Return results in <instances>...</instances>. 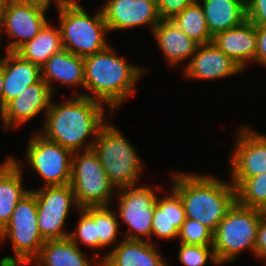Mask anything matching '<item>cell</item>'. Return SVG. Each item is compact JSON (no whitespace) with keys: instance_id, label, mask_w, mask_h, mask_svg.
<instances>
[{"instance_id":"8fae6325","label":"cell","mask_w":266,"mask_h":266,"mask_svg":"<svg viewBox=\"0 0 266 266\" xmlns=\"http://www.w3.org/2000/svg\"><path fill=\"white\" fill-rule=\"evenodd\" d=\"M118 192V193H117ZM118 218L126 225L125 239L151 241L152 218L158 198L150 186L138 184L117 189ZM145 237V238H144Z\"/></svg>"},{"instance_id":"74e56055","label":"cell","mask_w":266,"mask_h":266,"mask_svg":"<svg viewBox=\"0 0 266 266\" xmlns=\"http://www.w3.org/2000/svg\"><path fill=\"white\" fill-rule=\"evenodd\" d=\"M3 83H4L3 69L2 66H0V111L2 110Z\"/></svg>"},{"instance_id":"7402d4cb","label":"cell","mask_w":266,"mask_h":266,"mask_svg":"<svg viewBox=\"0 0 266 266\" xmlns=\"http://www.w3.org/2000/svg\"><path fill=\"white\" fill-rule=\"evenodd\" d=\"M94 254L91 258L93 263L69 237L46 240L38 256L31 263L21 266H101V262L97 261L100 252Z\"/></svg>"},{"instance_id":"5bb4252c","label":"cell","mask_w":266,"mask_h":266,"mask_svg":"<svg viewBox=\"0 0 266 266\" xmlns=\"http://www.w3.org/2000/svg\"><path fill=\"white\" fill-rule=\"evenodd\" d=\"M101 8L108 31L148 25L151 31L161 21L156 0H107Z\"/></svg>"},{"instance_id":"f1b7e54d","label":"cell","mask_w":266,"mask_h":266,"mask_svg":"<svg viewBox=\"0 0 266 266\" xmlns=\"http://www.w3.org/2000/svg\"><path fill=\"white\" fill-rule=\"evenodd\" d=\"M110 208V206H94V222L99 237V249L114 244L119 235L118 215Z\"/></svg>"},{"instance_id":"52a82bcc","label":"cell","mask_w":266,"mask_h":266,"mask_svg":"<svg viewBox=\"0 0 266 266\" xmlns=\"http://www.w3.org/2000/svg\"><path fill=\"white\" fill-rule=\"evenodd\" d=\"M37 218L36 197L30 191L18 202L9 223L1 231L2 243L11 240L14 257H2L0 266H21L38 256L45 240L40 234Z\"/></svg>"},{"instance_id":"603a6c76","label":"cell","mask_w":266,"mask_h":266,"mask_svg":"<svg viewBox=\"0 0 266 266\" xmlns=\"http://www.w3.org/2000/svg\"><path fill=\"white\" fill-rule=\"evenodd\" d=\"M41 78L52 92L54 81L70 87H84V58L63 49L41 66Z\"/></svg>"},{"instance_id":"d4e9b609","label":"cell","mask_w":266,"mask_h":266,"mask_svg":"<svg viewBox=\"0 0 266 266\" xmlns=\"http://www.w3.org/2000/svg\"><path fill=\"white\" fill-rule=\"evenodd\" d=\"M202 7L212 37L246 20L245 0H196Z\"/></svg>"},{"instance_id":"30bf717a","label":"cell","mask_w":266,"mask_h":266,"mask_svg":"<svg viewBox=\"0 0 266 266\" xmlns=\"http://www.w3.org/2000/svg\"><path fill=\"white\" fill-rule=\"evenodd\" d=\"M26 150L27 166L41 176L42 186L70 184L73 154L70 150L46 139L38 131L32 134Z\"/></svg>"},{"instance_id":"e575fe53","label":"cell","mask_w":266,"mask_h":266,"mask_svg":"<svg viewBox=\"0 0 266 266\" xmlns=\"http://www.w3.org/2000/svg\"><path fill=\"white\" fill-rule=\"evenodd\" d=\"M254 257L263 259L262 261L266 264V212L261 216L258 226Z\"/></svg>"},{"instance_id":"9c48e42d","label":"cell","mask_w":266,"mask_h":266,"mask_svg":"<svg viewBox=\"0 0 266 266\" xmlns=\"http://www.w3.org/2000/svg\"><path fill=\"white\" fill-rule=\"evenodd\" d=\"M36 197L37 223L42 238L46 240L64 239L69 236L65 224L69 212L80 206L70 184L63 186H42L30 189Z\"/></svg>"},{"instance_id":"f546056e","label":"cell","mask_w":266,"mask_h":266,"mask_svg":"<svg viewBox=\"0 0 266 266\" xmlns=\"http://www.w3.org/2000/svg\"><path fill=\"white\" fill-rule=\"evenodd\" d=\"M80 219L74 227V232H69V238L79 247V243L99 249V237L97 236L96 223L94 222V206L79 209ZM79 242V243H78Z\"/></svg>"},{"instance_id":"60d3db41","label":"cell","mask_w":266,"mask_h":266,"mask_svg":"<svg viewBox=\"0 0 266 266\" xmlns=\"http://www.w3.org/2000/svg\"><path fill=\"white\" fill-rule=\"evenodd\" d=\"M0 242H2V234H1V230H0Z\"/></svg>"},{"instance_id":"e0dca14e","label":"cell","mask_w":266,"mask_h":266,"mask_svg":"<svg viewBox=\"0 0 266 266\" xmlns=\"http://www.w3.org/2000/svg\"><path fill=\"white\" fill-rule=\"evenodd\" d=\"M212 42L243 71L251 62L256 63V26L247 20L238 27L217 33Z\"/></svg>"},{"instance_id":"9a60e30c","label":"cell","mask_w":266,"mask_h":266,"mask_svg":"<svg viewBox=\"0 0 266 266\" xmlns=\"http://www.w3.org/2000/svg\"><path fill=\"white\" fill-rule=\"evenodd\" d=\"M53 94L43 79L26 87L0 111L2 129L8 131L31 121L43 111L46 114L51 105Z\"/></svg>"},{"instance_id":"7a4b0ae2","label":"cell","mask_w":266,"mask_h":266,"mask_svg":"<svg viewBox=\"0 0 266 266\" xmlns=\"http://www.w3.org/2000/svg\"><path fill=\"white\" fill-rule=\"evenodd\" d=\"M117 55L108 45L102 51L84 57V88L88 91L76 94L101 102L107 106L108 112L121 108L145 74L142 67L130 64L123 56Z\"/></svg>"},{"instance_id":"d6a6232c","label":"cell","mask_w":266,"mask_h":266,"mask_svg":"<svg viewBox=\"0 0 266 266\" xmlns=\"http://www.w3.org/2000/svg\"><path fill=\"white\" fill-rule=\"evenodd\" d=\"M196 0H156L161 20H171Z\"/></svg>"},{"instance_id":"836d02e7","label":"cell","mask_w":266,"mask_h":266,"mask_svg":"<svg viewBox=\"0 0 266 266\" xmlns=\"http://www.w3.org/2000/svg\"><path fill=\"white\" fill-rule=\"evenodd\" d=\"M246 20L255 26H266V0H246Z\"/></svg>"},{"instance_id":"83f0119b","label":"cell","mask_w":266,"mask_h":266,"mask_svg":"<svg viewBox=\"0 0 266 266\" xmlns=\"http://www.w3.org/2000/svg\"><path fill=\"white\" fill-rule=\"evenodd\" d=\"M239 205L266 212V172L250 178H230Z\"/></svg>"},{"instance_id":"277c9868","label":"cell","mask_w":266,"mask_h":266,"mask_svg":"<svg viewBox=\"0 0 266 266\" xmlns=\"http://www.w3.org/2000/svg\"><path fill=\"white\" fill-rule=\"evenodd\" d=\"M120 131L106 122L92 147L116 189L138 184L145 168L136 148Z\"/></svg>"},{"instance_id":"7c38bea8","label":"cell","mask_w":266,"mask_h":266,"mask_svg":"<svg viewBox=\"0 0 266 266\" xmlns=\"http://www.w3.org/2000/svg\"><path fill=\"white\" fill-rule=\"evenodd\" d=\"M46 13L21 0H8L0 25V34L5 31L12 39L6 50L15 52L25 42L32 40L48 23Z\"/></svg>"},{"instance_id":"44dd1931","label":"cell","mask_w":266,"mask_h":266,"mask_svg":"<svg viewBox=\"0 0 266 266\" xmlns=\"http://www.w3.org/2000/svg\"><path fill=\"white\" fill-rule=\"evenodd\" d=\"M152 34L170 67L190 60L199 46L172 20H161L152 30Z\"/></svg>"},{"instance_id":"ba28073f","label":"cell","mask_w":266,"mask_h":266,"mask_svg":"<svg viewBox=\"0 0 266 266\" xmlns=\"http://www.w3.org/2000/svg\"><path fill=\"white\" fill-rule=\"evenodd\" d=\"M71 166L70 185L80 208L110 206L111 196L117 189L93 149L74 152Z\"/></svg>"},{"instance_id":"4dcf8cb0","label":"cell","mask_w":266,"mask_h":266,"mask_svg":"<svg viewBox=\"0 0 266 266\" xmlns=\"http://www.w3.org/2000/svg\"><path fill=\"white\" fill-rule=\"evenodd\" d=\"M178 260L184 266H204L208 261L220 265L216 259L213 245H187L180 243Z\"/></svg>"},{"instance_id":"d590c367","label":"cell","mask_w":266,"mask_h":266,"mask_svg":"<svg viewBox=\"0 0 266 266\" xmlns=\"http://www.w3.org/2000/svg\"><path fill=\"white\" fill-rule=\"evenodd\" d=\"M257 54L256 63L266 67V26H256Z\"/></svg>"},{"instance_id":"4fadbf2b","label":"cell","mask_w":266,"mask_h":266,"mask_svg":"<svg viewBox=\"0 0 266 266\" xmlns=\"http://www.w3.org/2000/svg\"><path fill=\"white\" fill-rule=\"evenodd\" d=\"M239 129L230 160V178H250L266 172V134L248 125Z\"/></svg>"},{"instance_id":"ab89813d","label":"cell","mask_w":266,"mask_h":266,"mask_svg":"<svg viewBox=\"0 0 266 266\" xmlns=\"http://www.w3.org/2000/svg\"><path fill=\"white\" fill-rule=\"evenodd\" d=\"M2 36H1V34H0V47H1V38ZM1 49V48H0ZM1 53V52H0ZM4 60H5V56L4 57H0V66H2L3 65V63H4Z\"/></svg>"},{"instance_id":"4316f807","label":"cell","mask_w":266,"mask_h":266,"mask_svg":"<svg viewBox=\"0 0 266 266\" xmlns=\"http://www.w3.org/2000/svg\"><path fill=\"white\" fill-rule=\"evenodd\" d=\"M189 38L199 45L211 43V36L201 5L195 1L171 19Z\"/></svg>"},{"instance_id":"484cf974","label":"cell","mask_w":266,"mask_h":266,"mask_svg":"<svg viewBox=\"0 0 266 266\" xmlns=\"http://www.w3.org/2000/svg\"><path fill=\"white\" fill-rule=\"evenodd\" d=\"M63 49L59 26L57 28L47 23L32 40L25 42L15 53L41 67L53 54Z\"/></svg>"},{"instance_id":"cb8c5ba5","label":"cell","mask_w":266,"mask_h":266,"mask_svg":"<svg viewBox=\"0 0 266 266\" xmlns=\"http://www.w3.org/2000/svg\"><path fill=\"white\" fill-rule=\"evenodd\" d=\"M186 214L182 199L170 188L169 194L157 198L152 218L151 237L161 240L178 238Z\"/></svg>"},{"instance_id":"5b68a950","label":"cell","mask_w":266,"mask_h":266,"mask_svg":"<svg viewBox=\"0 0 266 266\" xmlns=\"http://www.w3.org/2000/svg\"><path fill=\"white\" fill-rule=\"evenodd\" d=\"M71 0L58 11L63 48L79 57L93 55L108 45V31L101 9L92 16Z\"/></svg>"},{"instance_id":"2e32d148","label":"cell","mask_w":266,"mask_h":266,"mask_svg":"<svg viewBox=\"0 0 266 266\" xmlns=\"http://www.w3.org/2000/svg\"><path fill=\"white\" fill-rule=\"evenodd\" d=\"M184 77L194 80H215L232 77L243 70L213 42L197 47L183 69Z\"/></svg>"},{"instance_id":"8992f818","label":"cell","mask_w":266,"mask_h":266,"mask_svg":"<svg viewBox=\"0 0 266 266\" xmlns=\"http://www.w3.org/2000/svg\"><path fill=\"white\" fill-rule=\"evenodd\" d=\"M264 213L237 202L233 205L213 233V249L220 265L233 263L246 249L255 256L257 230Z\"/></svg>"},{"instance_id":"d6986e66","label":"cell","mask_w":266,"mask_h":266,"mask_svg":"<svg viewBox=\"0 0 266 266\" xmlns=\"http://www.w3.org/2000/svg\"><path fill=\"white\" fill-rule=\"evenodd\" d=\"M3 69L2 109L26 87L39 82L41 67L22 59L17 53L5 50Z\"/></svg>"},{"instance_id":"f35d334b","label":"cell","mask_w":266,"mask_h":266,"mask_svg":"<svg viewBox=\"0 0 266 266\" xmlns=\"http://www.w3.org/2000/svg\"><path fill=\"white\" fill-rule=\"evenodd\" d=\"M7 2H8V0H0V25L2 22L3 13L5 11Z\"/></svg>"},{"instance_id":"ac0fdd59","label":"cell","mask_w":266,"mask_h":266,"mask_svg":"<svg viewBox=\"0 0 266 266\" xmlns=\"http://www.w3.org/2000/svg\"><path fill=\"white\" fill-rule=\"evenodd\" d=\"M122 239L100 258L101 266H167L156 244L145 240Z\"/></svg>"},{"instance_id":"8d00e7d4","label":"cell","mask_w":266,"mask_h":266,"mask_svg":"<svg viewBox=\"0 0 266 266\" xmlns=\"http://www.w3.org/2000/svg\"><path fill=\"white\" fill-rule=\"evenodd\" d=\"M23 2L29 3L35 7H38L44 11H48L52 2H55L57 12L66 4H68L71 0H21Z\"/></svg>"},{"instance_id":"ffe728a7","label":"cell","mask_w":266,"mask_h":266,"mask_svg":"<svg viewBox=\"0 0 266 266\" xmlns=\"http://www.w3.org/2000/svg\"><path fill=\"white\" fill-rule=\"evenodd\" d=\"M14 157L0 164V230L9 223L18 202L31 190L23 187V169Z\"/></svg>"},{"instance_id":"3957f363","label":"cell","mask_w":266,"mask_h":266,"mask_svg":"<svg viewBox=\"0 0 266 266\" xmlns=\"http://www.w3.org/2000/svg\"><path fill=\"white\" fill-rule=\"evenodd\" d=\"M172 189L182 199L186 218L199 221L213 233L237 202L231 182L211 175L172 173Z\"/></svg>"},{"instance_id":"1f68e13d","label":"cell","mask_w":266,"mask_h":266,"mask_svg":"<svg viewBox=\"0 0 266 266\" xmlns=\"http://www.w3.org/2000/svg\"><path fill=\"white\" fill-rule=\"evenodd\" d=\"M180 243L187 245H213V232L199 221L185 219L178 235Z\"/></svg>"},{"instance_id":"6da1fadb","label":"cell","mask_w":266,"mask_h":266,"mask_svg":"<svg viewBox=\"0 0 266 266\" xmlns=\"http://www.w3.org/2000/svg\"><path fill=\"white\" fill-rule=\"evenodd\" d=\"M104 107L101 102L83 95H75L60 104L52 101L44 116L43 129L38 132L72 153L90 150L100 128L107 122ZM89 136L93 137L88 142Z\"/></svg>"}]
</instances>
